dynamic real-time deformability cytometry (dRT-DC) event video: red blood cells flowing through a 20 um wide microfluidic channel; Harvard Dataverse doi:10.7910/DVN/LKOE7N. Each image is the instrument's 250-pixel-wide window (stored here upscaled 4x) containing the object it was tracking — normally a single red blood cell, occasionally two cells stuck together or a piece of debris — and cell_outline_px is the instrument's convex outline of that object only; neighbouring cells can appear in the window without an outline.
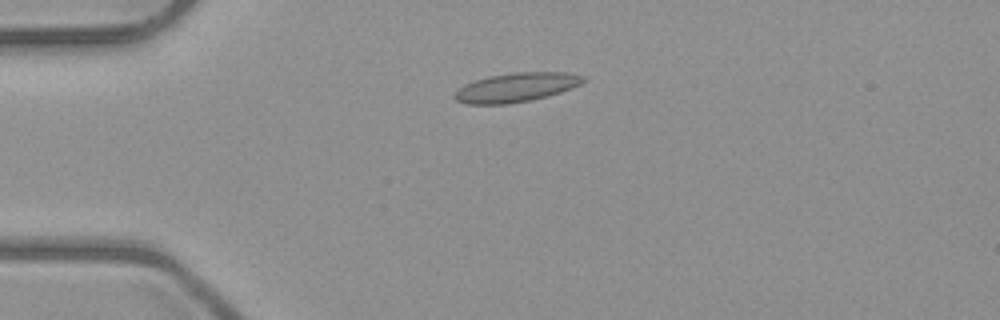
{"species": "common noctule bat (a hibernating species)", "species_latin": "Nyctalus noctula", "temperature_condition": "room temperature", "stored_images_in_passage": 4, "camera_frame_rate_fps": 3000, "um_per_image_px": 0.085, "animal": {"sex": "male", "body_mass_g": 23.1, "forearm_length_mm": 52.7}, "frame": {"image": 1, "passage_image": 3, "time_ms": 3.333, "image_size_px": [1000, 320], "cell_outline_px": [[588, 80], [572, 88], [548, 96], [508, 104], [468, 104], [456, 100], [452, 96], [464, 84], [488, 76], [516, 72], [568, 72], [584, 76]], "centroid_in_image_um": [43.91, 7.42], "position_along_channel_um": 41.1, "area_um2": 21.79}}